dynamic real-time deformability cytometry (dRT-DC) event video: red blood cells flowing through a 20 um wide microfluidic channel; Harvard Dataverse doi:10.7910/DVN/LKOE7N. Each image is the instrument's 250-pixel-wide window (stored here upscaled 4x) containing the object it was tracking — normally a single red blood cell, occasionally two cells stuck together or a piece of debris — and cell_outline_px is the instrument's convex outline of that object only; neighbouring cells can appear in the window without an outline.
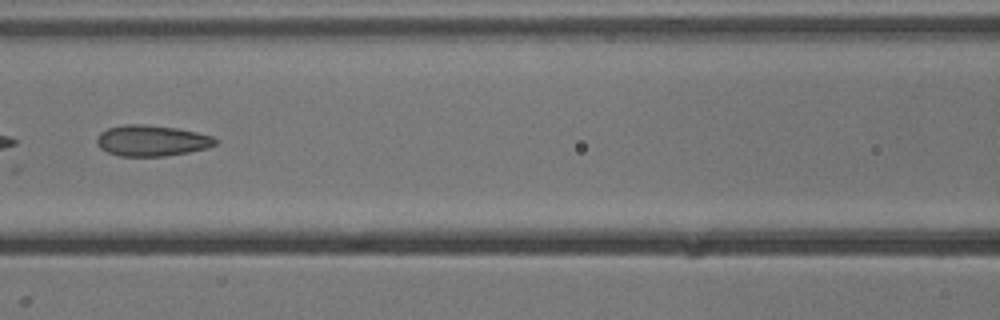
{"species": "common noctule bat (a hibernating species)", "species_latin": "Nyctalus noctula", "temperature_condition": "cold", "stored_images_in_passage": 10, "camera_frame_rate_fps": 3000, "um_per_image_px": 0.085, "animal": {"sex": "male", "body_mass_g": 13.3}, "frame": {"image": 1, "passage_image": 7, "time_ms": 2.0, "image_size_px": [1000, 320], "cell_outline_px": [[216, 144], [208, 148], [188, 152], [164, 156], [120, 156], [108, 152], [100, 148], [96, 144], [96, 140], [100, 132], [108, 128], [128, 124], [144, 124], [176, 128], [196, 132], [212, 136], [216, 140]], "centroid_in_image_um": [12.88, 11.95], "position_along_channel_um": 153.7, "area_um2": 21.27}}